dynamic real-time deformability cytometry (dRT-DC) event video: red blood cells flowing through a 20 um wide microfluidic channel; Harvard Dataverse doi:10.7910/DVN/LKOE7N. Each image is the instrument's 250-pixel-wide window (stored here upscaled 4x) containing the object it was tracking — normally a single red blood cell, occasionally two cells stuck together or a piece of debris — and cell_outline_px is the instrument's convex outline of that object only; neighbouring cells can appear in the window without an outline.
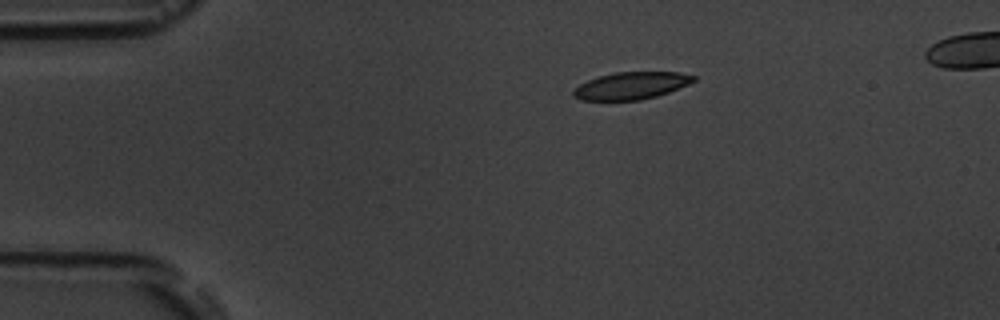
{"species": "common noctule bat (a hibernating species)", "species_latin": "Nyctalus noctula", "temperature_condition": "room temperature", "stored_images_in_passage": 14, "camera_frame_rate_fps": 3000, "um_per_image_px": 0.085, "animal": {"sex": "male", "body_mass_g": 19.5, "forearm_length_mm": 54.6}, "frame": {"image": 1, "passage_image": 1, "time_ms": 0.0, "image_size_px": [1000, 320], "cell_outline_px": [[696, 80], [688, 84], [668, 92], [656, 96], [640, 100], [580, 100], [572, 96], [572, 92], [580, 84], [588, 80], [600, 76], [616, 72], [680, 72], [696, 76]], "centroid_in_image_um": [53.65, 7.28], "position_along_channel_um": 31.3, "area_um2": 18.96}}
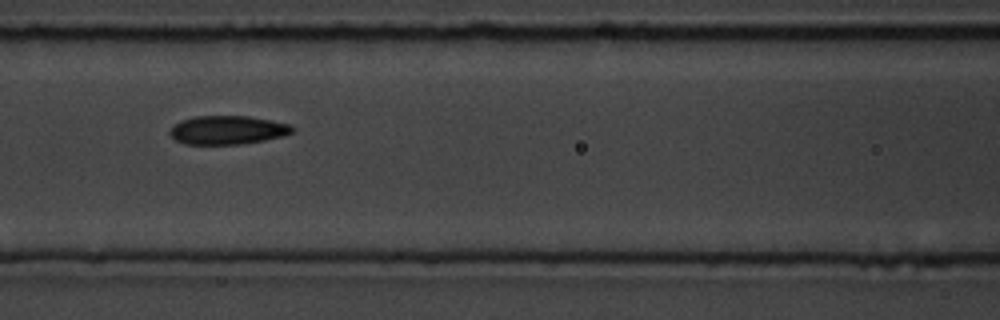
{"frame": {"image": 2, "passage_image": 5, "time_ms": 4.667, "image_size_px": [1000, 320], "cell_outline_px": [[296, 128], [292, 132], [284, 136], [264, 140], [240, 144], [184, 144], [176, 140], [168, 132], [172, 124], [180, 120], [196, 116], [248, 116], [272, 120], [292, 124]], "centroid_in_image_um": [19.35, 11.04], "position_along_channel_um": 147.3, "area_um2": 20.69}}
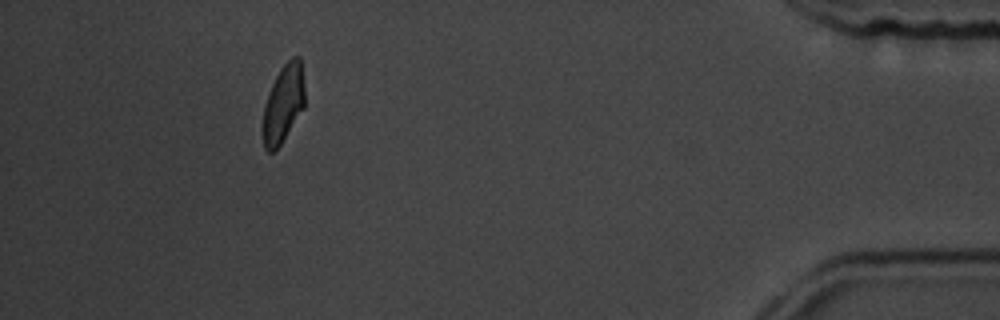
{"frame": {"image": 3, "passage_image": 12, "time_ms": 13.667, "image_size_px": [1000, 320], "cell_outline_px": [[304, 108], [280, 144], [272, 152], [268, 152], [264, 148], [260, 128], [264, 104], [272, 84], [280, 68], [292, 56], [300, 56], [304, 84]], "centroid_in_image_um": [24.05, 8.83], "position_along_channel_um": 411.2, "area_um2": 19.31}, "authors_computed_cell_mechanics": {"area_um2": 20.2878, "velocity_mm_per_s": 3.5956, "shape_relaxation_time_tau1_ms": 4.1991, "shape_relaxation_time_tau2_ms": 1.7529, "deformation_change_tau1": 0.1244, "deformation_change_tau2": 0.0593}}